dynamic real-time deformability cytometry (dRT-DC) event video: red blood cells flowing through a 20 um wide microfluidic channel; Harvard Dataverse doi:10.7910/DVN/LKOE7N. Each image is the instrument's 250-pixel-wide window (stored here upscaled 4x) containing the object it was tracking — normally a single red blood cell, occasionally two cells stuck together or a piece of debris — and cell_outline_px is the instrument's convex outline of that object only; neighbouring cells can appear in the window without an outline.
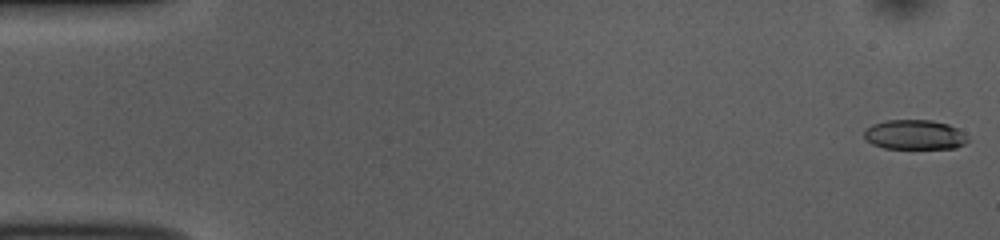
{"species": "common noctule bat (a hibernating species)", "species_latin": "Nyctalus noctula", "temperature_condition": "room temperature", "stored_images_in_passage": 53, "camera_frame_rate_fps": 3000, "um_per_image_px": 0.085, "animal": {"sex": "female", "body_mass_g": 10.0, "forearm_length_mm": 53.1}, "frame": {"image": 1, "passage_image": 1, "time_ms": 0.0, "image_size_px": [1000, 240], "cell_outline_px": [[968, 140], [964, 144], [956, 148], [884, 148], [872, 144], [864, 136], [864, 128], [872, 124], [884, 120], [932, 120], [948, 124], [964, 132], [968, 136]], "centroid_in_image_um": [77.74, 11.44], "position_along_channel_um": 7.3, "area_um2": 18.03}}
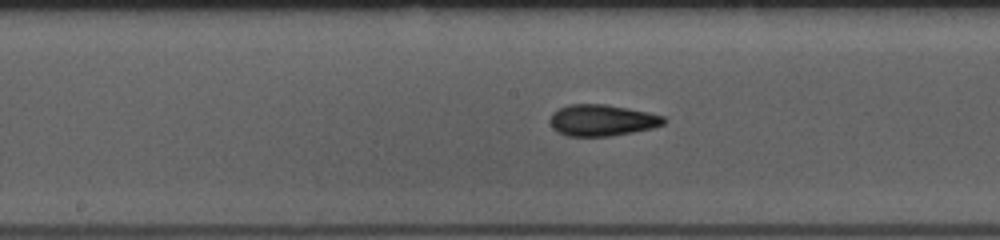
{"frame": {"image": 2, "passage_image": 27, "time_ms": 8.667, "image_size_px": [1000, 240], "cell_outline_px": [[668, 120], [664, 124], [652, 128], [612, 136], [568, 136], [556, 132], [552, 128], [548, 120], [552, 112], [568, 104], [604, 104], [628, 108], [648, 112], [664, 116]], "centroid_in_image_um": [51.15, 10.22], "position_along_channel_um": 197.1, "area_um2": 21.04}}
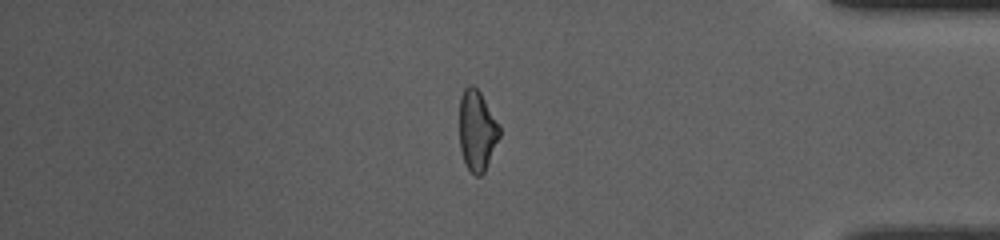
{"frame": {"image": 3, "passage_image": 45, "time_ms": 14.667, "image_size_px": [1000, 240], "cell_outline_px": [[500, 136], [484, 172], [480, 176], [476, 176], [464, 164], [460, 148], [460, 96], [464, 88], [468, 84], [472, 84], [480, 92], [500, 124]], "centroid_in_image_um": [40.55, 11.08], "position_along_channel_um": 394.7, "area_um2": 18.9}, "authors_computed_cell_mechanics": {"area_um2": 19.652, "velocity_mm_per_s": 3.7755, "shape_relaxation_time_tau1_ms": 7.7266, "shape_relaxation_time_tau2_ms": 2.366, "deformation_change_tau1": 0.1922, "deformation_change_tau2": 0.087}}